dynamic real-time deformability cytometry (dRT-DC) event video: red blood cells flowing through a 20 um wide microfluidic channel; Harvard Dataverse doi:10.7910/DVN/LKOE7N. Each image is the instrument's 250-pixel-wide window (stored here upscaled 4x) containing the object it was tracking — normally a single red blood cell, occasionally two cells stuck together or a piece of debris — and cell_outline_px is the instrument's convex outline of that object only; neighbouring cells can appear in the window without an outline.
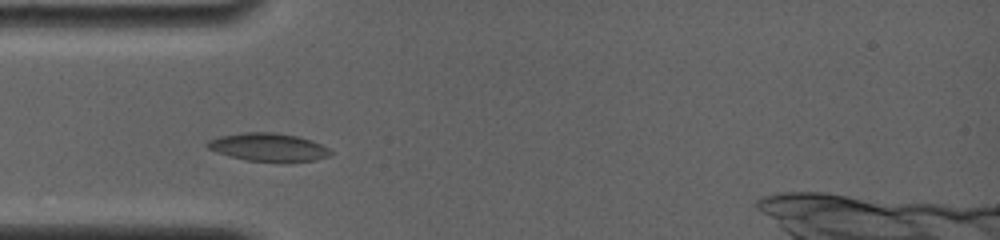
{"species": "common noctule bat (a hibernating species)", "species_latin": "Nyctalus noctula", "temperature_condition": "room temperature", "stored_images_in_passage": 14, "camera_frame_rate_fps": 4000, "um_per_image_px": 0.085, "animal": {"sex": "female", "body_mass_g": 19.0, "forearm_length_mm": 56.7}, "frame": {"image": 1, "passage_image": 2, "time_ms": 1.0, "image_size_px": [1000, 240], "cell_outline_px": [[332, 156], [316, 160], [292, 164], [248, 160], [228, 156], [216, 152], [208, 148], [204, 144], [208, 140], [220, 136], [244, 132], [276, 132], [296, 136], [312, 140], [328, 148], [332, 152]], "centroid_in_image_um": [22.85, 12.54], "position_along_channel_um": 62.1, "area_um2": 20.81}}
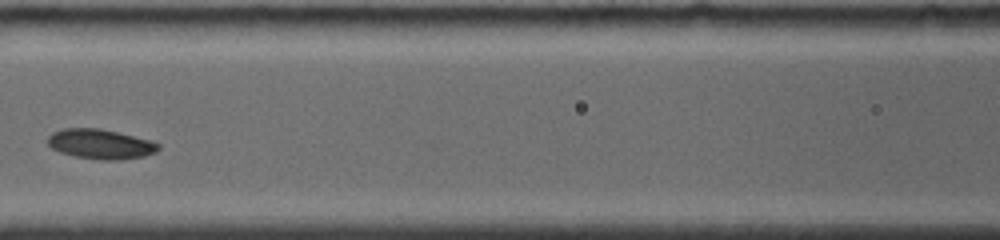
{"frame": {"image": 2, "passage_image": 7, "time_ms": 3.5, "image_size_px": [1000, 240], "cell_outline_px": [[160, 148], [156, 152], [144, 156], [116, 160], [100, 160], [76, 156], [60, 152], [52, 148], [48, 144], [48, 136], [52, 132], [64, 128], [100, 128], [152, 140], [160, 144]], "centroid_in_image_um": [8.56, 12.24], "position_along_channel_um": 158.0, "area_um2": 19.25}}
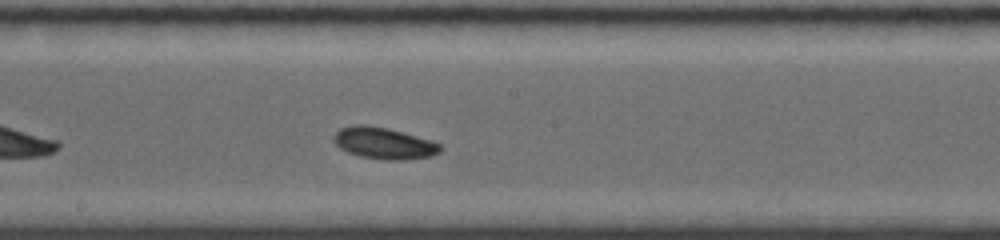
{"frame": {"image": 3, "passage_image": 11, "time_ms": 5.0, "image_size_px": [1000, 240], "cell_outline_px": [[444, 148], [440, 152], [432, 156], [404, 160], [384, 160], [360, 156], [348, 152], [340, 148], [332, 140], [332, 136], [340, 128], [352, 124], [368, 124], [388, 128], [432, 140], [440, 144]], "centroid_in_image_um": [32.63, 12.16], "position_along_channel_um": 215.6, "area_um2": 19.94}}